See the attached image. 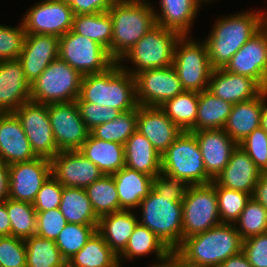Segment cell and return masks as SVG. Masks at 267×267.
<instances>
[{
	"label": "cell",
	"instance_id": "cell-31",
	"mask_svg": "<svg viewBox=\"0 0 267 267\" xmlns=\"http://www.w3.org/2000/svg\"><path fill=\"white\" fill-rule=\"evenodd\" d=\"M200 6L198 0H160L161 12L155 13L156 24L181 36L188 35Z\"/></svg>",
	"mask_w": 267,
	"mask_h": 267
},
{
	"label": "cell",
	"instance_id": "cell-20",
	"mask_svg": "<svg viewBox=\"0 0 267 267\" xmlns=\"http://www.w3.org/2000/svg\"><path fill=\"white\" fill-rule=\"evenodd\" d=\"M137 130L151 142L161 156L182 132L157 106H138Z\"/></svg>",
	"mask_w": 267,
	"mask_h": 267
},
{
	"label": "cell",
	"instance_id": "cell-27",
	"mask_svg": "<svg viewBox=\"0 0 267 267\" xmlns=\"http://www.w3.org/2000/svg\"><path fill=\"white\" fill-rule=\"evenodd\" d=\"M119 196V211L139 208L153 188V177L126 166L112 175Z\"/></svg>",
	"mask_w": 267,
	"mask_h": 267
},
{
	"label": "cell",
	"instance_id": "cell-47",
	"mask_svg": "<svg viewBox=\"0 0 267 267\" xmlns=\"http://www.w3.org/2000/svg\"><path fill=\"white\" fill-rule=\"evenodd\" d=\"M0 267H26L24 239L14 236L0 237Z\"/></svg>",
	"mask_w": 267,
	"mask_h": 267
},
{
	"label": "cell",
	"instance_id": "cell-29",
	"mask_svg": "<svg viewBox=\"0 0 267 267\" xmlns=\"http://www.w3.org/2000/svg\"><path fill=\"white\" fill-rule=\"evenodd\" d=\"M78 151L104 175H113L125 166L124 145L97 139L91 134Z\"/></svg>",
	"mask_w": 267,
	"mask_h": 267
},
{
	"label": "cell",
	"instance_id": "cell-50",
	"mask_svg": "<svg viewBox=\"0 0 267 267\" xmlns=\"http://www.w3.org/2000/svg\"><path fill=\"white\" fill-rule=\"evenodd\" d=\"M81 118L89 130L95 126L114 120L121 111L90 102H76Z\"/></svg>",
	"mask_w": 267,
	"mask_h": 267
},
{
	"label": "cell",
	"instance_id": "cell-49",
	"mask_svg": "<svg viewBox=\"0 0 267 267\" xmlns=\"http://www.w3.org/2000/svg\"><path fill=\"white\" fill-rule=\"evenodd\" d=\"M189 186L183 179L162 170L153 178V189L163 197H170V201H182Z\"/></svg>",
	"mask_w": 267,
	"mask_h": 267
},
{
	"label": "cell",
	"instance_id": "cell-52",
	"mask_svg": "<svg viewBox=\"0 0 267 267\" xmlns=\"http://www.w3.org/2000/svg\"><path fill=\"white\" fill-rule=\"evenodd\" d=\"M242 252L252 267H267V232L243 240Z\"/></svg>",
	"mask_w": 267,
	"mask_h": 267
},
{
	"label": "cell",
	"instance_id": "cell-39",
	"mask_svg": "<svg viewBox=\"0 0 267 267\" xmlns=\"http://www.w3.org/2000/svg\"><path fill=\"white\" fill-rule=\"evenodd\" d=\"M85 191L98 218L119 211V196L112 175H103Z\"/></svg>",
	"mask_w": 267,
	"mask_h": 267
},
{
	"label": "cell",
	"instance_id": "cell-6",
	"mask_svg": "<svg viewBox=\"0 0 267 267\" xmlns=\"http://www.w3.org/2000/svg\"><path fill=\"white\" fill-rule=\"evenodd\" d=\"M180 34L155 25L118 61L120 67L135 76L137 73L154 68H166L172 65L174 48ZM129 59L135 65L131 71L121 65Z\"/></svg>",
	"mask_w": 267,
	"mask_h": 267
},
{
	"label": "cell",
	"instance_id": "cell-60",
	"mask_svg": "<svg viewBox=\"0 0 267 267\" xmlns=\"http://www.w3.org/2000/svg\"><path fill=\"white\" fill-rule=\"evenodd\" d=\"M262 29L267 33V16L262 14Z\"/></svg>",
	"mask_w": 267,
	"mask_h": 267
},
{
	"label": "cell",
	"instance_id": "cell-35",
	"mask_svg": "<svg viewBox=\"0 0 267 267\" xmlns=\"http://www.w3.org/2000/svg\"><path fill=\"white\" fill-rule=\"evenodd\" d=\"M59 209L67 223H99V218L94 213L91 202L83 188L63 187Z\"/></svg>",
	"mask_w": 267,
	"mask_h": 267
},
{
	"label": "cell",
	"instance_id": "cell-54",
	"mask_svg": "<svg viewBox=\"0 0 267 267\" xmlns=\"http://www.w3.org/2000/svg\"><path fill=\"white\" fill-rule=\"evenodd\" d=\"M252 197L267 210V172H262Z\"/></svg>",
	"mask_w": 267,
	"mask_h": 267
},
{
	"label": "cell",
	"instance_id": "cell-53",
	"mask_svg": "<svg viewBox=\"0 0 267 267\" xmlns=\"http://www.w3.org/2000/svg\"><path fill=\"white\" fill-rule=\"evenodd\" d=\"M116 0H72L69 5L74 15L108 11Z\"/></svg>",
	"mask_w": 267,
	"mask_h": 267
},
{
	"label": "cell",
	"instance_id": "cell-1",
	"mask_svg": "<svg viewBox=\"0 0 267 267\" xmlns=\"http://www.w3.org/2000/svg\"><path fill=\"white\" fill-rule=\"evenodd\" d=\"M242 243L234 224L221 223L184 238L173 255L190 267H218L229 257L240 253Z\"/></svg>",
	"mask_w": 267,
	"mask_h": 267
},
{
	"label": "cell",
	"instance_id": "cell-16",
	"mask_svg": "<svg viewBox=\"0 0 267 267\" xmlns=\"http://www.w3.org/2000/svg\"><path fill=\"white\" fill-rule=\"evenodd\" d=\"M50 176L51 162L48 158L37 157L9 165L8 198L33 203Z\"/></svg>",
	"mask_w": 267,
	"mask_h": 267
},
{
	"label": "cell",
	"instance_id": "cell-8",
	"mask_svg": "<svg viewBox=\"0 0 267 267\" xmlns=\"http://www.w3.org/2000/svg\"><path fill=\"white\" fill-rule=\"evenodd\" d=\"M82 77L58 57L31 84V101L39 104L75 101L80 94Z\"/></svg>",
	"mask_w": 267,
	"mask_h": 267
},
{
	"label": "cell",
	"instance_id": "cell-58",
	"mask_svg": "<svg viewBox=\"0 0 267 267\" xmlns=\"http://www.w3.org/2000/svg\"><path fill=\"white\" fill-rule=\"evenodd\" d=\"M159 267H190L182 263L176 256L173 254L163 262Z\"/></svg>",
	"mask_w": 267,
	"mask_h": 267
},
{
	"label": "cell",
	"instance_id": "cell-21",
	"mask_svg": "<svg viewBox=\"0 0 267 267\" xmlns=\"http://www.w3.org/2000/svg\"><path fill=\"white\" fill-rule=\"evenodd\" d=\"M37 157L17 116L13 112L0 113V160L11 165Z\"/></svg>",
	"mask_w": 267,
	"mask_h": 267
},
{
	"label": "cell",
	"instance_id": "cell-3",
	"mask_svg": "<svg viewBox=\"0 0 267 267\" xmlns=\"http://www.w3.org/2000/svg\"><path fill=\"white\" fill-rule=\"evenodd\" d=\"M113 23L110 57L118 62L156 25L155 9L145 0H116L108 10Z\"/></svg>",
	"mask_w": 267,
	"mask_h": 267
},
{
	"label": "cell",
	"instance_id": "cell-22",
	"mask_svg": "<svg viewBox=\"0 0 267 267\" xmlns=\"http://www.w3.org/2000/svg\"><path fill=\"white\" fill-rule=\"evenodd\" d=\"M31 101V85L26 80L22 63L0 61V113L14 112Z\"/></svg>",
	"mask_w": 267,
	"mask_h": 267
},
{
	"label": "cell",
	"instance_id": "cell-46",
	"mask_svg": "<svg viewBox=\"0 0 267 267\" xmlns=\"http://www.w3.org/2000/svg\"><path fill=\"white\" fill-rule=\"evenodd\" d=\"M238 146L249 155L261 172H267V132L262 127L254 129Z\"/></svg>",
	"mask_w": 267,
	"mask_h": 267
},
{
	"label": "cell",
	"instance_id": "cell-23",
	"mask_svg": "<svg viewBox=\"0 0 267 267\" xmlns=\"http://www.w3.org/2000/svg\"><path fill=\"white\" fill-rule=\"evenodd\" d=\"M193 133L201 150L205 170L215 180L227 166L238 144L223 129H205Z\"/></svg>",
	"mask_w": 267,
	"mask_h": 267
},
{
	"label": "cell",
	"instance_id": "cell-42",
	"mask_svg": "<svg viewBox=\"0 0 267 267\" xmlns=\"http://www.w3.org/2000/svg\"><path fill=\"white\" fill-rule=\"evenodd\" d=\"M97 227L98 224L67 223L55 240L62 257L68 261L79 252L97 231Z\"/></svg>",
	"mask_w": 267,
	"mask_h": 267
},
{
	"label": "cell",
	"instance_id": "cell-2",
	"mask_svg": "<svg viewBox=\"0 0 267 267\" xmlns=\"http://www.w3.org/2000/svg\"><path fill=\"white\" fill-rule=\"evenodd\" d=\"M75 102H90L126 112L138 108L135 77L115 62L102 73L82 77Z\"/></svg>",
	"mask_w": 267,
	"mask_h": 267
},
{
	"label": "cell",
	"instance_id": "cell-38",
	"mask_svg": "<svg viewBox=\"0 0 267 267\" xmlns=\"http://www.w3.org/2000/svg\"><path fill=\"white\" fill-rule=\"evenodd\" d=\"M26 267H67L55 241L37 235L25 239Z\"/></svg>",
	"mask_w": 267,
	"mask_h": 267
},
{
	"label": "cell",
	"instance_id": "cell-25",
	"mask_svg": "<svg viewBox=\"0 0 267 267\" xmlns=\"http://www.w3.org/2000/svg\"><path fill=\"white\" fill-rule=\"evenodd\" d=\"M261 174L262 172L250 159L249 155L237 145L231 153L227 166L215 181L225 188L253 195L255 185Z\"/></svg>",
	"mask_w": 267,
	"mask_h": 267
},
{
	"label": "cell",
	"instance_id": "cell-57",
	"mask_svg": "<svg viewBox=\"0 0 267 267\" xmlns=\"http://www.w3.org/2000/svg\"><path fill=\"white\" fill-rule=\"evenodd\" d=\"M218 267H252L248 262L247 257L241 251L240 253L229 257L227 260L222 262Z\"/></svg>",
	"mask_w": 267,
	"mask_h": 267
},
{
	"label": "cell",
	"instance_id": "cell-28",
	"mask_svg": "<svg viewBox=\"0 0 267 267\" xmlns=\"http://www.w3.org/2000/svg\"><path fill=\"white\" fill-rule=\"evenodd\" d=\"M124 152L126 167L153 178L159 175L162 156L138 130L124 144Z\"/></svg>",
	"mask_w": 267,
	"mask_h": 267
},
{
	"label": "cell",
	"instance_id": "cell-48",
	"mask_svg": "<svg viewBox=\"0 0 267 267\" xmlns=\"http://www.w3.org/2000/svg\"><path fill=\"white\" fill-rule=\"evenodd\" d=\"M66 224V219L59 208L37 212L35 235L55 241Z\"/></svg>",
	"mask_w": 267,
	"mask_h": 267
},
{
	"label": "cell",
	"instance_id": "cell-4",
	"mask_svg": "<svg viewBox=\"0 0 267 267\" xmlns=\"http://www.w3.org/2000/svg\"><path fill=\"white\" fill-rule=\"evenodd\" d=\"M262 28V13L244 12L221 17L205 41L213 69L223 68L232 56Z\"/></svg>",
	"mask_w": 267,
	"mask_h": 267
},
{
	"label": "cell",
	"instance_id": "cell-61",
	"mask_svg": "<svg viewBox=\"0 0 267 267\" xmlns=\"http://www.w3.org/2000/svg\"><path fill=\"white\" fill-rule=\"evenodd\" d=\"M198 1H199L200 5L202 4L203 1L206 3L211 2V0H198Z\"/></svg>",
	"mask_w": 267,
	"mask_h": 267
},
{
	"label": "cell",
	"instance_id": "cell-55",
	"mask_svg": "<svg viewBox=\"0 0 267 267\" xmlns=\"http://www.w3.org/2000/svg\"><path fill=\"white\" fill-rule=\"evenodd\" d=\"M9 165L0 160V201L8 199Z\"/></svg>",
	"mask_w": 267,
	"mask_h": 267
},
{
	"label": "cell",
	"instance_id": "cell-26",
	"mask_svg": "<svg viewBox=\"0 0 267 267\" xmlns=\"http://www.w3.org/2000/svg\"><path fill=\"white\" fill-rule=\"evenodd\" d=\"M266 98L267 89H264L257 97L232 106L223 130L236 144L260 127L261 111Z\"/></svg>",
	"mask_w": 267,
	"mask_h": 267
},
{
	"label": "cell",
	"instance_id": "cell-34",
	"mask_svg": "<svg viewBox=\"0 0 267 267\" xmlns=\"http://www.w3.org/2000/svg\"><path fill=\"white\" fill-rule=\"evenodd\" d=\"M67 267H121L118 255L96 231L82 249L67 261Z\"/></svg>",
	"mask_w": 267,
	"mask_h": 267
},
{
	"label": "cell",
	"instance_id": "cell-7",
	"mask_svg": "<svg viewBox=\"0 0 267 267\" xmlns=\"http://www.w3.org/2000/svg\"><path fill=\"white\" fill-rule=\"evenodd\" d=\"M161 170L189 185H205L213 181L205 170L196 136L190 131H182L162 154Z\"/></svg>",
	"mask_w": 267,
	"mask_h": 267
},
{
	"label": "cell",
	"instance_id": "cell-11",
	"mask_svg": "<svg viewBox=\"0 0 267 267\" xmlns=\"http://www.w3.org/2000/svg\"><path fill=\"white\" fill-rule=\"evenodd\" d=\"M58 57L82 76L102 73L115 63L103 46L72 30L59 37Z\"/></svg>",
	"mask_w": 267,
	"mask_h": 267
},
{
	"label": "cell",
	"instance_id": "cell-44",
	"mask_svg": "<svg viewBox=\"0 0 267 267\" xmlns=\"http://www.w3.org/2000/svg\"><path fill=\"white\" fill-rule=\"evenodd\" d=\"M239 223V224H238ZM242 240L267 232V210L253 197L234 224Z\"/></svg>",
	"mask_w": 267,
	"mask_h": 267
},
{
	"label": "cell",
	"instance_id": "cell-62",
	"mask_svg": "<svg viewBox=\"0 0 267 267\" xmlns=\"http://www.w3.org/2000/svg\"><path fill=\"white\" fill-rule=\"evenodd\" d=\"M61 1L69 4L72 0H61Z\"/></svg>",
	"mask_w": 267,
	"mask_h": 267
},
{
	"label": "cell",
	"instance_id": "cell-5",
	"mask_svg": "<svg viewBox=\"0 0 267 267\" xmlns=\"http://www.w3.org/2000/svg\"><path fill=\"white\" fill-rule=\"evenodd\" d=\"M140 206L139 224L148 227L173 253L182 242V201H170L152 188Z\"/></svg>",
	"mask_w": 267,
	"mask_h": 267
},
{
	"label": "cell",
	"instance_id": "cell-18",
	"mask_svg": "<svg viewBox=\"0 0 267 267\" xmlns=\"http://www.w3.org/2000/svg\"><path fill=\"white\" fill-rule=\"evenodd\" d=\"M51 175L63 187L85 189L104 174L78 150L59 151L50 159Z\"/></svg>",
	"mask_w": 267,
	"mask_h": 267
},
{
	"label": "cell",
	"instance_id": "cell-12",
	"mask_svg": "<svg viewBox=\"0 0 267 267\" xmlns=\"http://www.w3.org/2000/svg\"><path fill=\"white\" fill-rule=\"evenodd\" d=\"M38 157L51 159L59 153L48 115V104L33 101L22 104L13 112Z\"/></svg>",
	"mask_w": 267,
	"mask_h": 267
},
{
	"label": "cell",
	"instance_id": "cell-37",
	"mask_svg": "<svg viewBox=\"0 0 267 267\" xmlns=\"http://www.w3.org/2000/svg\"><path fill=\"white\" fill-rule=\"evenodd\" d=\"M159 107L182 131H190L196 123L198 92L184 90Z\"/></svg>",
	"mask_w": 267,
	"mask_h": 267
},
{
	"label": "cell",
	"instance_id": "cell-10",
	"mask_svg": "<svg viewBox=\"0 0 267 267\" xmlns=\"http://www.w3.org/2000/svg\"><path fill=\"white\" fill-rule=\"evenodd\" d=\"M182 240L221 224L215 187L190 185L182 200Z\"/></svg>",
	"mask_w": 267,
	"mask_h": 267
},
{
	"label": "cell",
	"instance_id": "cell-56",
	"mask_svg": "<svg viewBox=\"0 0 267 267\" xmlns=\"http://www.w3.org/2000/svg\"><path fill=\"white\" fill-rule=\"evenodd\" d=\"M11 236V224L7 212V200L0 201V237Z\"/></svg>",
	"mask_w": 267,
	"mask_h": 267
},
{
	"label": "cell",
	"instance_id": "cell-43",
	"mask_svg": "<svg viewBox=\"0 0 267 267\" xmlns=\"http://www.w3.org/2000/svg\"><path fill=\"white\" fill-rule=\"evenodd\" d=\"M211 184L216 190L221 223L235 224L252 195L220 186L215 180Z\"/></svg>",
	"mask_w": 267,
	"mask_h": 267
},
{
	"label": "cell",
	"instance_id": "cell-24",
	"mask_svg": "<svg viewBox=\"0 0 267 267\" xmlns=\"http://www.w3.org/2000/svg\"><path fill=\"white\" fill-rule=\"evenodd\" d=\"M264 88L248 76L235 74L223 68L213 69L209 79L208 91L231 104L257 97Z\"/></svg>",
	"mask_w": 267,
	"mask_h": 267
},
{
	"label": "cell",
	"instance_id": "cell-9",
	"mask_svg": "<svg viewBox=\"0 0 267 267\" xmlns=\"http://www.w3.org/2000/svg\"><path fill=\"white\" fill-rule=\"evenodd\" d=\"M188 36L190 35L180 36L176 42L172 66L184 90H208L213 68L209 62L206 43H200Z\"/></svg>",
	"mask_w": 267,
	"mask_h": 267
},
{
	"label": "cell",
	"instance_id": "cell-41",
	"mask_svg": "<svg viewBox=\"0 0 267 267\" xmlns=\"http://www.w3.org/2000/svg\"><path fill=\"white\" fill-rule=\"evenodd\" d=\"M11 236L27 239L36 234V211L32 203L7 199Z\"/></svg>",
	"mask_w": 267,
	"mask_h": 267
},
{
	"label": "cell",
	"instance_id": "cell-59",
	"mask_svg": "<svg viewBox=\"0 0 267 267\" xmlns=\"http://www.w3.org/2000/svg\"><path fill=\"white\" fill-rule=\"evenodd\" d=\"M260 127H262L267 132V104H266V100L263 103V109L261 111Z\"/></svg>",
	"mask_w": 267,
	"mask_h": 267
},
{
	"label": "cell",
	"instance_id": "cell-33",
	"mask_svg": "<svg viewBox=\"0 0 267 267\" xmlns=\"http://www.w3.org/2000/svg\"><path fill=\"white\" fill-rule=\"evenodd\" d=\"M233 104L214 96L210 91L198 92V109L195 126L190 130L223 129Z\"/></svg>",
	"mask_w": 267,
	"mask_h": 267
},
{
	"label": "cell",
	"instance_id": "cell-14",
	"mask_svg": "<svg viewBox=\"0 0 267 267\" xmlns=\"http://www.w3.org/2000/svg\"><path fill=\"white\" fill-rule=\"evenodd\" d=\"M74 13L61 0H43L31 7L22 19L26 34L61 37L72 28Z\"/></svg>",
	"mask_w": 267,
	"mask_h": 267
},
{
	"label": "cell",
	"instance_id": "cell-36",
	"mask_svg": "<svg viewBox=\"0 0 267 267\" xmlns=\"http://www.w3.org/2000/svg\"><path fill=\"white\" fill-rule=\"evenodd\" d=\"M71 30L92 39L107 51L111 47L113 23L108 11L74 15Z\"/></svg>",
	"mask_w": 267,
	"mask_h": 267
},
{
	"label": "cell",
	"instance_id": "cell-30",
	"mask_svg": "<svg viewBox=\"0 0 267 267\" xmlns=\"http://www.w3.org/2000/svg\"><path fill=\"white\" fill-rule=\"evenodd\" d=\"M139 220L131 210H121L101 216L97 232L103 237L110 248L119 255L126 247Z\"/></svg>",
	"mask_w": 267,
	"mask_h": 267
},
{
	"label": "cell",
	"instance_id": "cell-15",
	"mask_svg": "<svg viewBox=\"0 0 267 267\" xmlns=\"http://www.w3.org/2000/svg\"><path fill=\"white\" fill-rule=\"evenodd\" d=\"M136 98L139 106H161L184 91L174 67L147 69L137 73Z\"/></svg>",
	"mask_w": 267,
	"mask_h": 267
},
{
	"label": "cell",
	"instance_id": "cell-40",
	"mask_svg": "<svg viewBox=\"0 0 267 267\" xmlns=\"http://www.w3.org/2000/svg\"><path fill=\"white\" fill-rule=\"evenodd\" d=\"M137 130V109L121 112L114 120L95 126L90 134L97 139L124 145Z\"/></svg>",
	"mask_w": 267,
	"mask_h": 267
},
{
	"label": "cell",
	"instance_id": "cell-51",
	"mask_svg": "<svg viewBox=\"0 0 267 267\" xmlns=\"http://www.w3.org/2000/svg\"><path fill=\"white\" fill-rule=\"evenodd\" d=\"M62 192L63 186L51 175L42 185L32 203L35 211L41 212L59 208Z\"/></svg>",
	"mask_w": 267,
	"mask_h": 267
},
{
	"label": "cell",
	"instance_id": "cell-13",
	"mask_svg": "<svg viewBox=\"0 0 267 267\" xmlns=\"http://www.w3.org/2000/svg\"><path fill=\"white\" fill-rule=\"evenodd\" d=\"M48 115L59 151L79 150L90 134L75 101L48 104Z\"/></svg>",
	"mask_w": 267,
	"mask_h": 267
},
{
	"label": "cell",
	"instance_id": "cell-45",
	"mask_svg": "<svg viewBox=\"0 0 267 267\" xmlns=\"http://www.w3.org/2000/svg\"><path fill=\"white\" fill-rule=\"evenodd\" d=\"M25 35L26 32L22 22L18 27L0 25V61L19 58Z\"/></svg>",
	"mask_w": 267,
	"mask_h": 267
},
{
	"label": "cell",
	"instance_id": "cell-19",
	"mask_svg": "<svg viewBox=\"0 0 267 267\" xmlns=\"http://www.w3.org/2000/svg\"><path fill=\"white\" fill-rule=\"evenodd\" d=\"M59 37L26 34L18 60L22 63L26 80L31 85L58 58Z\"/></svg>",
	"mask_w": 267,
	"mask_h": 267
},
{
	"label": "cell",
	"instance_id": "cell-32",
	"mask_svg": "<svg viewBox=\"0 0 267 267\" xmlns=\"http://www.w3.org/2000/svg\"><path fill=\"white\" fill-rule=\"evenodd\" d=\"M150 253H155L159 260V263L153 264L151 267H159L173 254L148 227L138 223L125 249L118 255L119 265H121L122 258L130 260Z\"/></svg>",
	"mask_w": 267,
	"mask_h": 267
},
{
	"label": "cell",
	"instance_id": "cell-17",
	"mask_svg": "<svg viewBox=\"0 0 267 267\" xmlns=\"http://www.w3.org/2000/svg\"><path fill=\"white\" fill-rule=\"evenodd\" d=\"M223 69L251 77L267 89V33L261 28L243 44Z\"/></svg>",
	"mask_w": 267,
	"mask_h": 267
}]
</instances>
